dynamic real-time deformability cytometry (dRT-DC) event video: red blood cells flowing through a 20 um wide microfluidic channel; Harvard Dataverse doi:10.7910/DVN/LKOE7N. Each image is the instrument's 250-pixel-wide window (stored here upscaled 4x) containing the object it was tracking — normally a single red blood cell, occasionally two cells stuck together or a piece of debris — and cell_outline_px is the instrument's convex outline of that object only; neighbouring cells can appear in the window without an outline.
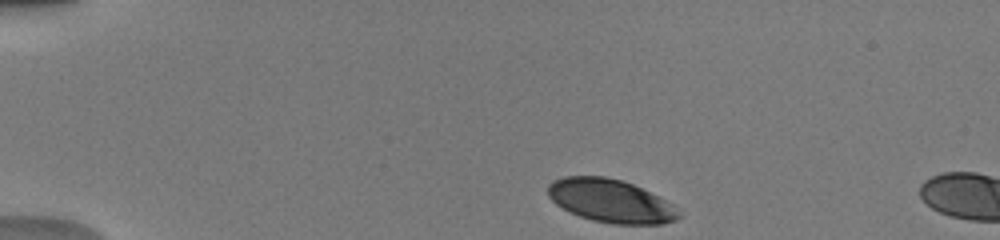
{"species": "human", "species_latin": "Homo sapiens", "temperature_condition": "warm", "stored_images_in_passage": 4, "camera_frame_rate_fps": 3000, "um_per_image_px": 0.085, "donor": {"sex": "male"}, "frame": {"image": 1, "passage_image": 1, "time_ms": 0.0, "image_size_px": [1000, 240], "cell_outline_px": [[680, 216], [676, 220], [660, 224], [612, 224], [592, 220], [580, 216], [556, 204], [548, 196], [548, 184], [552, 180], [564, 176], [604, 176], [620, 180], [632, 184], [672, 204]], "centroid_in_image_um": [51.86, 17.07], "position_along_channel_um": 33.1, "area_um2": 32.48}}